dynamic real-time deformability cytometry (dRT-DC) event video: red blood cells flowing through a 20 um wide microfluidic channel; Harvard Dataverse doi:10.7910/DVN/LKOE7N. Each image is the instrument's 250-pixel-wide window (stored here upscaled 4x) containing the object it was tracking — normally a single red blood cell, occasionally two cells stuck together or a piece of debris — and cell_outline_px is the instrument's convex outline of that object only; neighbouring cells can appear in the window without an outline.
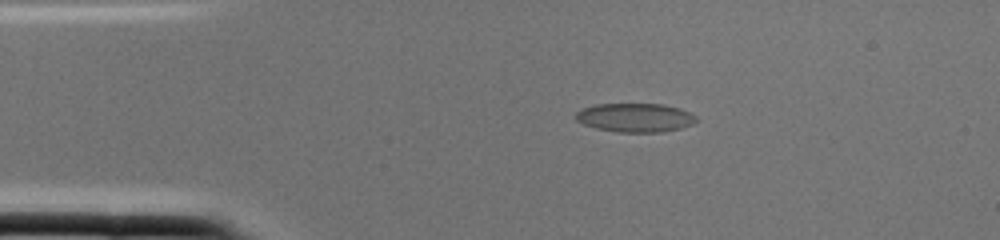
{"species": "common noctule bat (a hibernating species)", "species_latin": "Nyctalus noctula", "temperature_condition": "cold", "stored_images_in_passage": 1, "camera_frame_rate_fps": 3000, "um_per_image_px": 0.085, "animal": {"sex": "female", "body_mass_g": 22.0, "forearm_length_mm": 56.7}, "frame": {"image": 1, "passage_image": 1, "time_ms": 0.0, "image_size_px": [1000, 240], "cell_outline_px": [[700, 120], [692, 124], [680, 128], [664, 132], [616, 132], [596, 128], [584, 124], [576, 120], [572, 116], [576, 112], [584, 108], [596, 104], [664, 104], [680, 108], [696, 116]], "centroid_in_image_um": [53.99, 10.0], "position_along_channel_um": 31.0, "area_um2": 20.4}}